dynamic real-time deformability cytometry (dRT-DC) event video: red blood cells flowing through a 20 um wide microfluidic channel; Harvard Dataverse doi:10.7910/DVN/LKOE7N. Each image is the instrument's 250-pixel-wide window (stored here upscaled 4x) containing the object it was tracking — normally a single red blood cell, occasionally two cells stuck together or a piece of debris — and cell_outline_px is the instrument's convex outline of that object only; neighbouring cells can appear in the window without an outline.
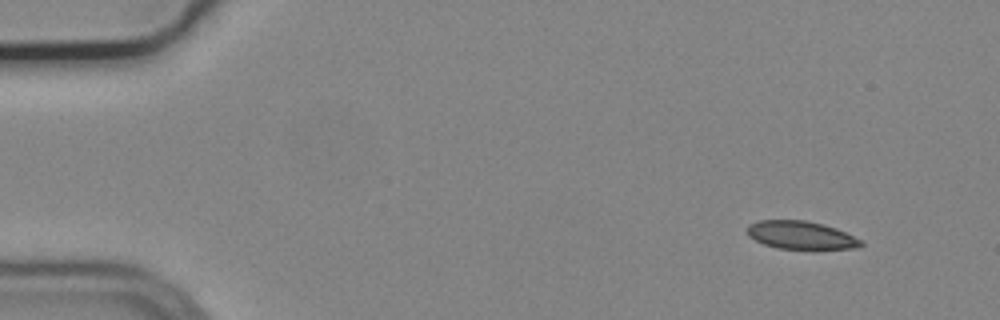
{"species": "common noctule bat (a hibernating species)", "species_latin": "Nyctalus noctula", "temperature_condition": "cold", "stored_images_in_passage": 3, "camera_frame_rate_fps": 3000, "um_per_image_px": 0.085, "animal": {"sex": "male", "body_mass_g": 19.2, "forearm_length_mm": 51.8}, "frame": {"image": 1, "passage_image": 1, "time_ms": 0.0, "image_size_px": [1000, 320], "cell_outline_px": [[864, 244], [860, 248], [776, 248], [764, 244], [748, 236], [748, 224], [760, 220], [804, 220], [824, 224], [836, 228], [860, 240]], "centroid_in_image_um": [68.06, 19.97], "position_along_channel_um": 16.9, "area_um2": 18.26}}